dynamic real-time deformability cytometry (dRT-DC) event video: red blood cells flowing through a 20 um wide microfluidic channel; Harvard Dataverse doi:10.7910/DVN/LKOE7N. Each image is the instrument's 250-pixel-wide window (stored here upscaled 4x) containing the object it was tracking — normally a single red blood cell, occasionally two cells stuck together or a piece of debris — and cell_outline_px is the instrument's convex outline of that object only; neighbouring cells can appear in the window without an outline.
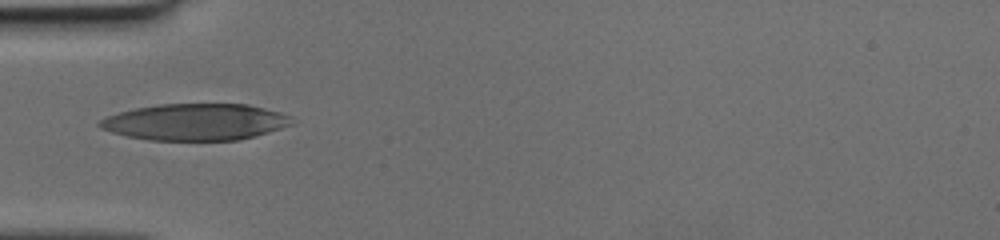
{"species": "human", "species_latin": "Homo sapiens", "temperature_condition": "cold", "stored_images_in_passage": 20, "camera_frame_rate_fps": 3000, "um_per_image_px": 0.085, "donor": {"sex": "female"}, "frame": {"image": 1, "passage_image": 1, "time_ms": 0.0, "image_size_px": [1000, 240], "cell_outline_px": [[292, 124], [256, 136], [240, 140], [148, 140], [128, 136], [112, 132], [100, 128], [96, 124], [100, 120], [108, 116], [120, 112], [136, 108], [160, 104], [248, 104], [280, 112], [288, 116]], "centroid_in_image_um": [16.58, 10.37], "position_along_channel_um": 68.4, "area_um2": 40.69}}
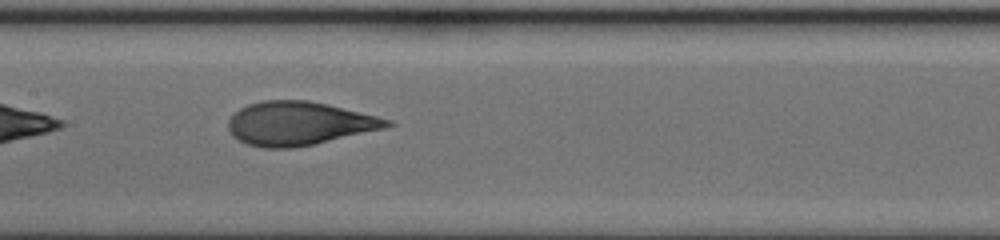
{"frame": {"image": 2, "passage_image": 9, "time_ms": 2.667, "image_size_px": [1000, 240], "cell_outline_px": [[396, 124], [384, 128], [312, 144], [292, 148], [264, 148], [248, 144], [232, 136], [228, 128], [228, 120], [240, 108], [248, 104], [260, 100], [308, 100], [328, 104], [392, 120]], "centroid_in_image_um": [25.39, 10.48], "position_along_channel_um": 182.0, "area_um2": 40.0}}
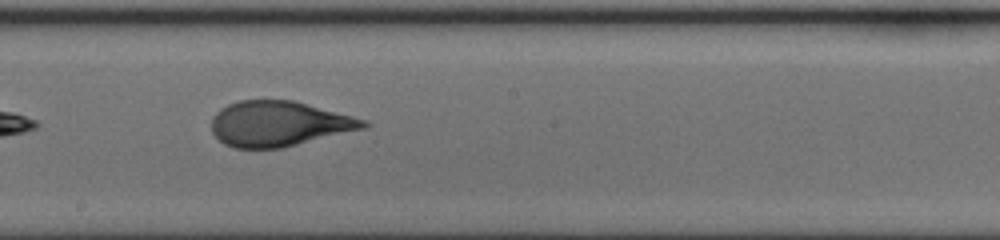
{"frame": {"image": 3, "passage_image": 12, "time_ms": 3.667, "image_size_px": [1000, 240], "cell_outline_px": [[372, 124], [368, 128], [280, 148], [236, 148], [224, 144], [212, 132], [212, 116], [220, 108], [228, 104], [240, 100], [292, 100], [368, 120]], "centroid_in_image_um": [23.74, 10.52], "position_along_channel_um": 224.5, "area_um2": 40.11}}